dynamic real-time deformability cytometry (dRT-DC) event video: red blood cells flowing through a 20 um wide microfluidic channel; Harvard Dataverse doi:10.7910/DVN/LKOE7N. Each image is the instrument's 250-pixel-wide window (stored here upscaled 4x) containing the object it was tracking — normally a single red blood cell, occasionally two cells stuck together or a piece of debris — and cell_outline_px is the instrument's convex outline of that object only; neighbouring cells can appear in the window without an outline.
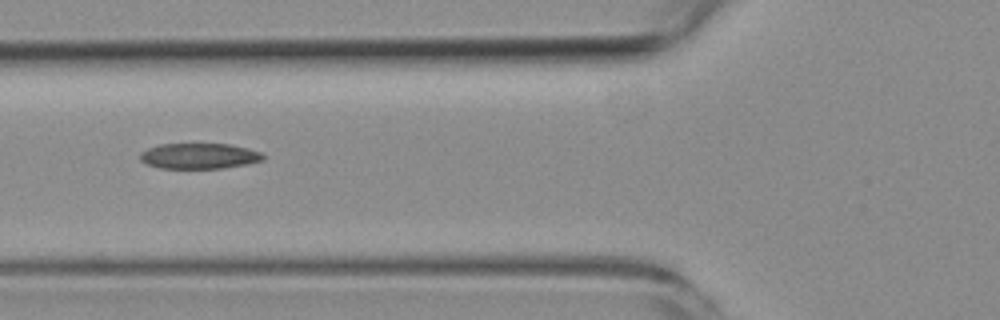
{"species": "common noctule bat (a hibernating species)", "species_latin": "Nyctalus noctula", "temperature_condition": "room temperature", "stored_images_in_passage": 8, "camera_frame_rate_fps": 3000, "um_per_image_px": 0.085, "animal": {"sex": "female", "body_mass_g": 19.3, "forearm_length_mm": 54.1}, "frame": {"image": 1, "passage_image": 4, "time_ms": 4.333, "image_size_px": [1000, 320], "cell_outline_px": [[264, 160], [248, 164], [224, 168], [160, 168], [148, 164], [140, 160], [140, 152], [148, 148], [160, 144], [228, 144], [248, 148], [264, 152]], "centroid_in_image_um": [16.97, 13.26], "position_along_channel_um": 108.8, "area_um2": 18.44}}
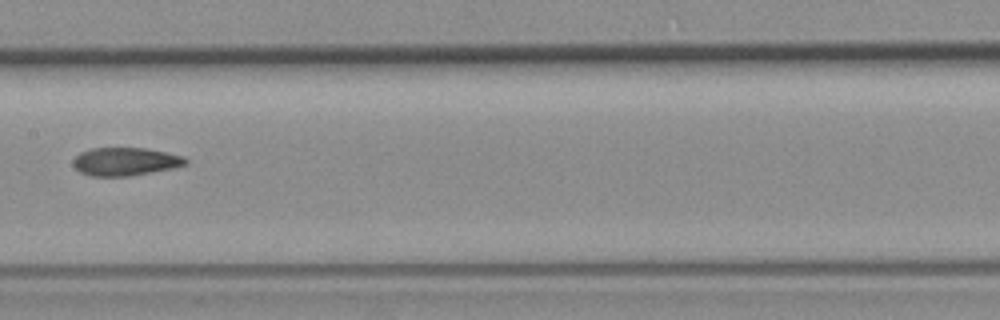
{"frame": {"image": 2, "passage_image": 6, "time_ms": 6.667, "image_size_px": [1000, 320], "cell_outline_px": [[188, 164], [172, 168], [128, 176], [92, 176], [80, 172], [72, 164], [72, 160], [80, 152], [92, 148], [144, 148], [184, 156], [188, 160]], "centroid_in_image_um": [10.63, 13.73], "position_along_channel_um": 196.8, "area_um2": 18.32}}
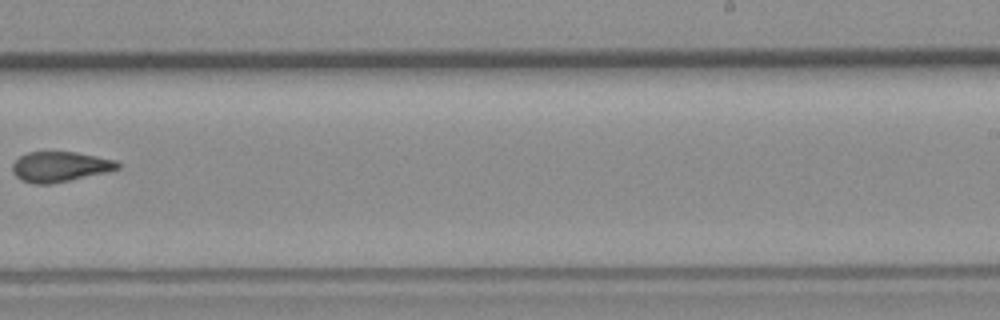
{"frame": {"image": 3, "passage_image": 8, "time_ms": 9.0, "image_size_px": [1000, 320], "cell_outline_px": [[120, 168], [104, 172], [52, 184], [32, 184], [20, 180], [12, 172], [12, 164], [20, 156], [28, 152], [76, 152], [116, 160], [120, 164]], "centroid_in_image_um": [5.06, 14.17], "position_along_channel_um": 283.9, "area_um2": 18.44}}